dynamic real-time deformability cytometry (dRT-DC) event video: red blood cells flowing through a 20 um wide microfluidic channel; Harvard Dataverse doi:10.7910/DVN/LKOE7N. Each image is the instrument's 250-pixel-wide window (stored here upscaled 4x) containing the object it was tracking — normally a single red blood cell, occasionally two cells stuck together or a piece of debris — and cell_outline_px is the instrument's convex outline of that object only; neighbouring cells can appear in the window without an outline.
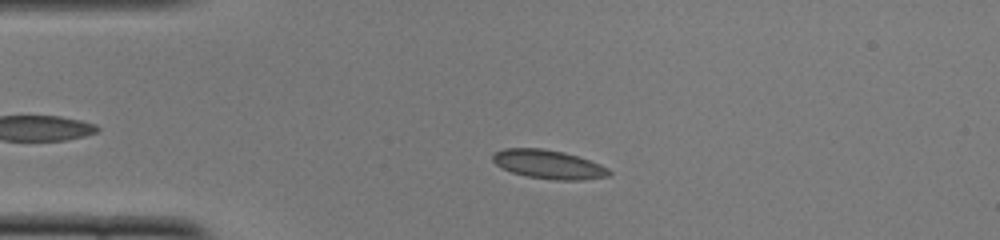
{"species": "common noctule bat (a hibernating species)", "species_latin": "Nyctalus noctula", "temperature_condition": "cold", "stored_images_in_passage": 46, "camera_frame_rate_fps": 3000, "um_per_image_px": 0.085, "animal": {"sex": "female", "body_mass_g": 22.0, "forearm_length_mm": 56.7}, "frame": {"image": 1, "passage_image": 5, "time_ms": 1.333, "image_size_px": [1000, 240], "cell_outline_px": [[612, 172], [608, 176], [576, 180], [564, 180], [528, 176], [512, 172], [496, 164], [492, 160], [492, 156], [496, 152], [504, 148], [540, 148], [560, 152], [576, 156], [588, 160]], "centroid_in_image_um": [46.56, 13.96], "position_along_channel_um": 38.4, "area_um2": 18.73}}
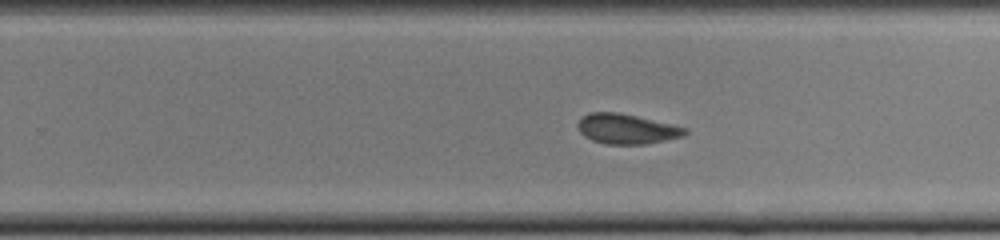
{"frame": {"image": 2, "passage_image": 26, "time_ms": 8.333, "image_size_px": [1000, 240], "cell_outline_px": [[688, 132], [680, 136], [664, 140], [644, 144], [608, 144], [592, 140], [584, 136], [580, 132], [580, 120], [584, 116], [592, 112], [616, 112], [636, 116], [684, 128]], "centroid_in_image_um": [53.22, 10.96], "position_along_channel_um": 276.6, "area_um2": 17.98}}
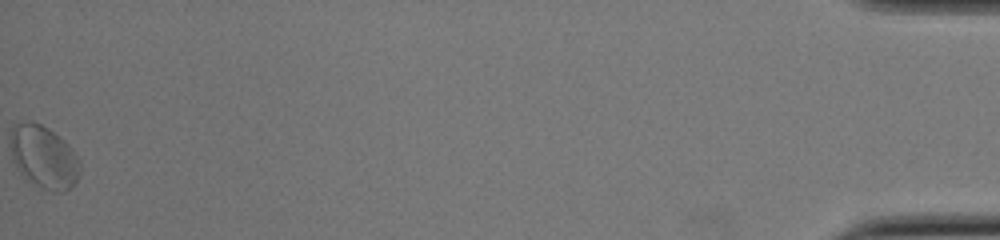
{"frame": {"image": 3, "passage_image": 46, "time_ms": 15.0, "image_size_px": [1000, 240], "cell_outline_px": [[80, 168], [76, 180], [68, 188], [60, 192], [56, 192], [44, 188], [20, 172], [12, 160], [12, 128], [16, 124], [28, 120], [32, 120], [48, 128], [68, 144], [80, 160]], "centroid_in_image_um": [3.74, 13.3], "position_along_channel_um": 431.5, "area_um2": 24.62}, "authors_computed_cell_mechanics": {"area_um2": 18.5249, "velocity_mm_per_s": 3.7997, "shape_relaxation_time_tau1_ms": 3.7265, "shape_relaxation_time_tau2_ms": 1.6191, "deformation_change_tau1": 0.0684, "deformation_change_tau2": 0.0598}}